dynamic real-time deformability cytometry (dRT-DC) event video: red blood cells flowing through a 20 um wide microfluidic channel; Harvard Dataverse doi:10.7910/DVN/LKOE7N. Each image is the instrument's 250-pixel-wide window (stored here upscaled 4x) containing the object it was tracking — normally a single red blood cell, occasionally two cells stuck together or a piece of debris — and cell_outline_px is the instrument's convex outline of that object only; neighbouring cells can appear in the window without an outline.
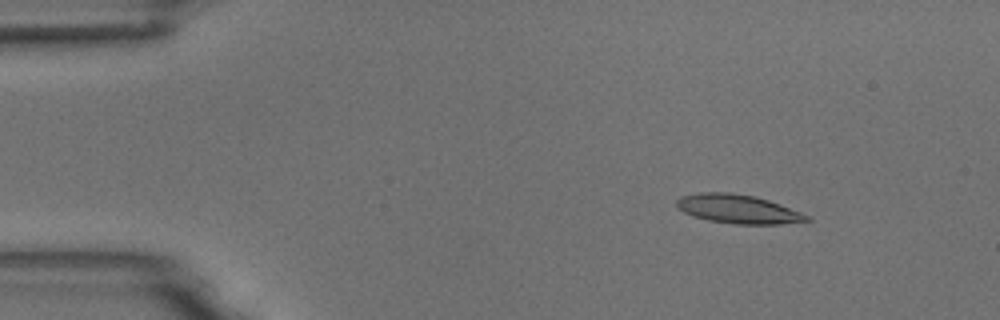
{"species": "common noctule bat (a hibernating species)", "species_latin": "Nyctalus noctula", "temperature_condition": "room temperature", "stored_images_in_passage": 5, "camera_frame_rate_fps": 3000, "um_per_image_px": 0.085, "animal": {"sex": "male", "body_mass_g": 18.8}, "frame": {"image": 1, "passage_image": 2, "time_ms": 1.0, "image_size_px": [1000, 320], "cell_outline_px": [[812, 220], [780, 224], [736, 224], [708, 220], [692, 216], [684, 212], [676, 204], [676, 200], [680, 196], [700, 192], [732, 192], [756, 196], [780, 204], [812, 216]], "centroid_in_image_um": [62.75, 17.76], "position_along_channel_um": 22.2, "area_um2": 22.02}}
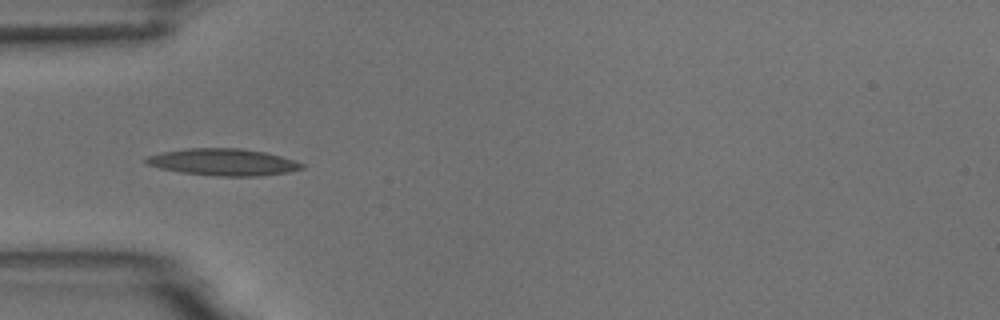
{"frame": {"image": 2, "passage_image": 4, "time_ms": 4.333, "image_size_px": [1000, 320], "cell_outline_px": [[304, 168], [288, 172], [260, 176], [216, 176], [180, 172], [160, 168], [148, 164], [144, 160], [148, 156], [164, 152], [188, 148], [240, 148], [264, 152], [280, 156], [304, 164]], "centroid_in_image_um": [18.98, 13.78], "position_along_channel_um": 66.0, "area_um2": 24.16}}